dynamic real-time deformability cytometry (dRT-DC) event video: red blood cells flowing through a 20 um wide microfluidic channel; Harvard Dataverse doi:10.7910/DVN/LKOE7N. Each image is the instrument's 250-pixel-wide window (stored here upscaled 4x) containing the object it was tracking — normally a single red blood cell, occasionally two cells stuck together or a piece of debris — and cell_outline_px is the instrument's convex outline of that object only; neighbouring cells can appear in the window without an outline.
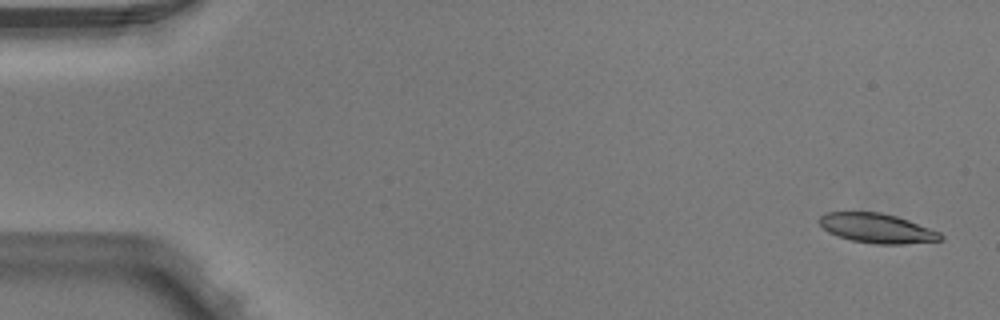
{"species": "Egyptian fruit bat (a non-hibernating species)", "species_latin": "Rousettus aegyptiacus", "temperature_condition": "warm", "stored_images_in_passage": 5, "camera_frame_rate_fps": 3000, "um_per_image_px": 0.085, "animal": {"sex": "male"}, "frame": {"image": 1, "passage_image": 1, "time_ms": 0.0, "image_size_px": [1000, 320], "cell_outline_px": [[944, 240], [904, 244], [876, 244], [852, 240], [828, 232], [816, 220], [824, 212], [880, 212], [896, 216], [908, 220], [940, 232], [944, 236]], "centroid_in_image_um": [74.55, 19.4], "position_along_channel_um": 10.5, "area_um2": 20.87}}
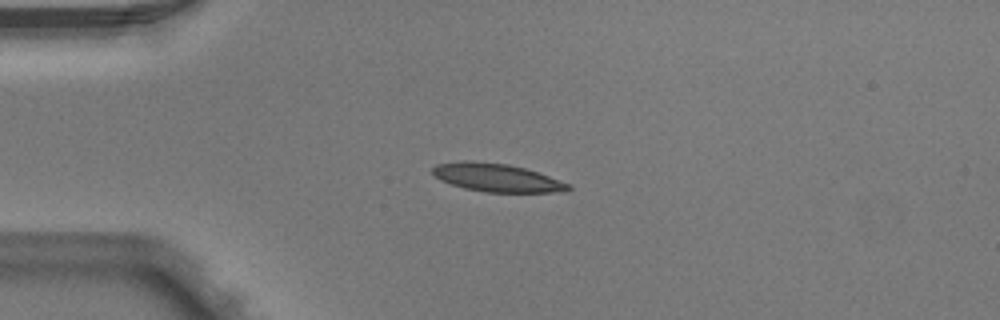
{"frame": {"image": 2, "passage_image": 4, "time_ms": 1.0, "image_size_px": [1000, 320], "cell_outline_px": [[572, 188], [568, 192], [484, 192], [464, 188], [440, 180], [432, 172], [432, 168], [436, 164], [460, 160], [468, 160], [508, 164], [524, 168], [548, 176], [568, 184]], "centroid_in_image_um": [42.2, 15.1], "position_along_channel_um": 42.8, "area_um2": 22.2}}